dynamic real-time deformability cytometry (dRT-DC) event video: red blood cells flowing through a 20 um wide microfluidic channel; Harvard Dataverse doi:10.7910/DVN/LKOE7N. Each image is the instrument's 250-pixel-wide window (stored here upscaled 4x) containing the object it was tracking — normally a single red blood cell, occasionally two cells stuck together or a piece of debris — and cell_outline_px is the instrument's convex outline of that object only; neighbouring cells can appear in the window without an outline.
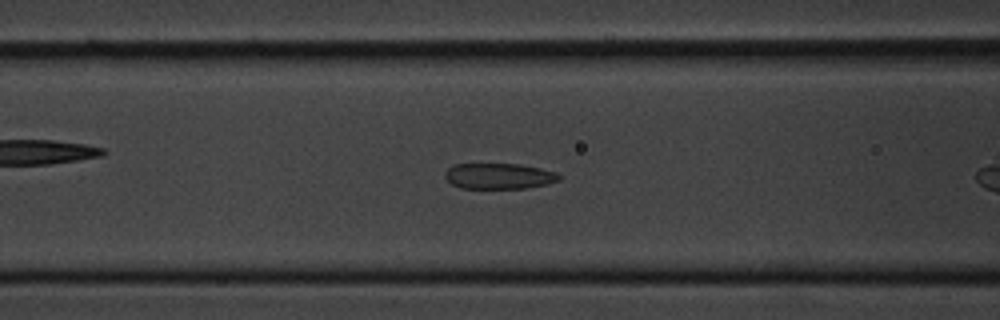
{"species": "common noctule bat (a hibernating species)", "species_latin": "Nyctalus noctula", "temperature_condition": "cold", "stored_images_in_passage": 34, "camera_frame_rate_fps": 3000, "um_per_image_px": 0.085, "animal": {"sex": "male", "body_mass_g": 20.1, "forearm_length_mm": 53.5}, "frame": {"image": 1, "passage_image": 10, "time_ms": 3.0, "image_size_px": [1000, 320], "cell_outline_px": [[560, 180], [548, 184], [524, 188], [460, 188], [452, 184], [444, 176], [444, 172], [452, 164], [520, 164], [540, 168], [556, 172], [560, 176]], "centroid_in_image_um": [42.4, 14.96], "position_along_channel_um": 124.2, "area_um2": 17.17}}
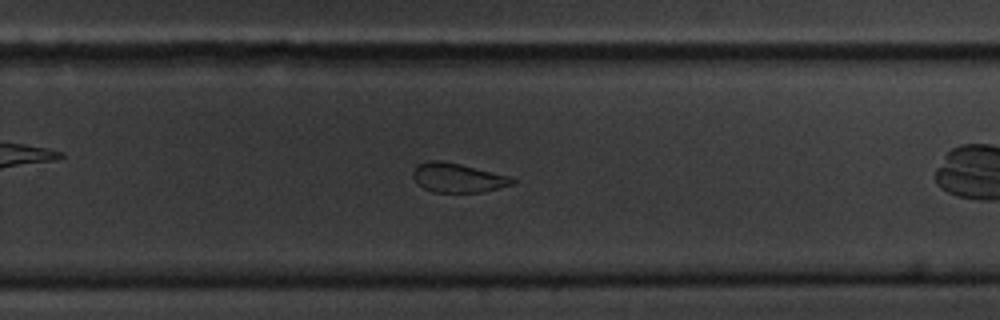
{"frame": {"image": 2, "passage_image": 24, "time_ms": 7.667, "image_size_px": [1000, 320], "cell_outline_px": [[516, 184], [480, 192], [432, 192], [424, 188], [412, 176], [412, 172], [420, 164], [428, 160], [440, 160], [460, 164], [512, 176], [516, 180]], "centroid_in_image_um": [38.97, 15.11], "position_along_channel_um": 290.8, "area_um2": 16.88}}
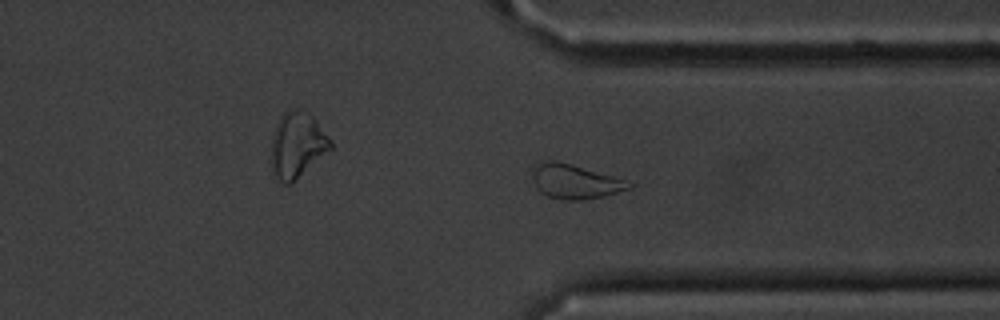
{"frame": {"image": 3, "passage_image": 30, "time_ms": 9.667, "image_size_px": [1000, 320], "cell_outline_px": [[636, 184], [632, 188], [604, 196], [580, 200], [560, 200], [548, 196], [540, 192], [536, 188], [532, 180], [532, 164], [548, 160], [556, 160], [572, 164], [612, 176]], "centroid_in_image_um": [48.82, 15.42], "position_along_channel_um": 362.6, "area_um2": 19.59}}